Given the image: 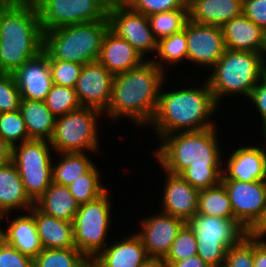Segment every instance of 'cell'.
<instances>
[{
	"label": "cell",
	"instance_id": "obj_8",
	"mask_svg": "<svg viewBox=\"0 0 266 267\" xmlns=\"http://www.w3.org/2000/svg\"><path fill=\"white\" fill-rule=\"evenodd\" d=\"M103 114L91 107H81L55 119L50 144L57 153H96L99 147L97 118ZM85 150V151H84Z\"/></svg>",
	"mask_w": 266,
	"mask_h": 267
},
{
	"label": "cell",
	"instance_id": "obj_53",
	"mask_svg": "<svg viewBox=\"0 0 266 267\" xmlns=\"http://www.w3.org/2000/svg\"><path fill=\"white\" fill-rule=\"evenodd\" d=\"M110 3H122L125 2L126 0H108Z\"/></svg>",
	"mask_w": 266,
	"mask_h": 267
},
{
	"label": "cell",
	"instance_id": "obj_11",
	"mask_svg": "<svg viewBox=\"0 0 266 267\" xmlns=\"http://www.w3.org/2000/svg\"><path fill=\"white\" fill-rule=\"evenodd\" d=\"M43 32L79 23L108 20V0H34Z\"/></svg>",
	"mask_w": 266,
	"mask_h": 267
},
{
	"label": "cell",
	"instance_id": "obj_36",
	"mask_svg": "<svg viewBox=\"0 0 266 267\" xmlns=\"http://www.w3.org/2000/svg\"><path fill=\"white\" fill-rule=\"evenodd\" d=\"M0 136L11 146L29 140L25 122L20 110L0 113Z\"/></svg>",
	"mask_w": 266,
	"mask_h": 267
},
{
	"label": "cell",
	"instance_id": "obj_41",
	"mask_svg": "<svg viewBox=\"0 0 266 267\" xmlns=\"http://www.w3.org/2000/svg\"><path fill=\"white\" fill-rule=\"evenodd\" d=\"M53 84L75 88L83 65L60 60H49Z\"/></svg>",
	"mask_w": 266,
	"mask_h": 267
},
{
	"label": "cell",
	"instance_id": "obj_13",
	"mask_svg": "<svg viewBox=\"0 0 266 267\" xmlns=\"http://www.w3.org/2000/svg\"><path fill=\"white\" fill-rule=\"evenodd\" d=\"M109 29L127 40L145 58L146 52L157 51L158 40L151 30L149 18L132 10L127 4L110 3L108 9Z\"/></svg>",
	"mask_w": 266,
	"mask_h": 267
},
{
	"label": "cell",
	"instance_id": "obj_21",
	"mask_svg": "<svg viewBox=\"0 0 266 267\" xmlns=\"http://www.w3.org/2000/svg\"><path fill=\"white\" fill-rule=\"evenodd\" d=\"M98 61L111 74L116 75L140 66L144 58L127 40L108 29Z\"/></svg>",
	"mask_w": 266,
	"mask_h": 267
},
{
	"label": "cell",
	"instance_id": "obj_6",
	"mask_svg": "<svg viewBox=\"0 0 266 267\" xmlns=\"http://www.w3.org/2000/svg\"><path fill=\"white\" fill-rule=\"evenodd\" d=\"M212 68L206 81L217 104L221 96L229 94L239 93L248 98L266 73L260 53L229 49Z\"/></svg>",
	"mask_w": 266,
	"mask_h": 267
},
{
	"label": "cell",
	"instance_id": "obj_17",
	"mask_svg": "<svg viewBox=\"0 0 266 267\" xmlns=\"http://www.w3.org/2000/svg\"><path fill=\"white\" fill-rule=\"evenodd\" d=\"M13 75L21 99L45 101L53 86L48 55L44 51L25 62Z\"/></svg>",
	"mask_w": 266,
	"mask_h": 267
},
{
	"label": "cell",
	"instance_id": "obj_32",
	"mask_svg": "<svg viewBox=\"0 0 266 267\" xmlns=\"http://www.w3.org/2000/svg\"><path fill=\"white\" fill-rule=\"evenodd\" d=\"M100 176L97 166L94 165L86 174L68 185L70 193L79 205L92 202L107 191L100 183Z\"/></svg>",
	"mask_w": 266,
	"mask_h": 267
},
{
	"label": "cell",
	"instance_id": "obj_20",
	"mask_svg": "<svg viewBox=\"0 0 266 267\" xmlns=\"http://www.w3.org/2000/svg\"><path fill=\"white\" fill-rule=\"evenodd\" d=\"M149 259L142 240L135 233L127 239L107 245L91 260V265L93 267H140Z\"/></svg>",
	"mask_w": 266,
	"mask_h": 267
},
{
	"label": "cell",
	"instance_id": "obj_38",
	"mask_svg": "<svg viewBox=\"0 0 266 267\" xmlns=\"http://www.w3.org/2000/svg\"><path fill=\"white\" fill-rule=\"evenodd\" d=\"M254 233H249L237 245L227 250L225 267H253Z\"/></svg>",
	"mask_w": 266,
	"mask_h": 267
},
{
	"label": "cell",
	"instance_id": "obj_25",
	"mask_svg": "<svg viewBox=\"0 0 266 267\" xmlns=\"http://www.w3.org/2000/svg\"><path fill=\"white\" fill-rule=\"evenodd\" d=\"M35 203L29 198L19 176L17 167L10 161L0 167V216L1 219L12 209L30 210Z\"/></svg>",
	"mask_w": 266,
	"mask_h": 267
},
{
	"label": "cell",
	"instance_id": "obj_23",
	"mask_svg": "<svg viewBox=\"0 0 266 267\" xmlns=\"http://www.w3.org/2000/svg\"><path fill=\"white\" fill-rule=\"evenodd\" d=\"M226 49L260 53L264 30L244 14L232 18L222 27Z\"/></svg>",
	"mask_w": 266,
	"mask_h": 267
},
{
	"label": "cell",
	"instance_id": "obj_9",
	"mask_svg": "<svg viewBox=\"0 0 266 267\" xmlns=\"http://www.w3.org/2000/svg\"><path fill=\"white\" fill-rule=\"evenodd\" d=\"M50 147L48 140L36 139L12 147L11 162L17 167L26 193L34 203L53 182Z\"/></svg>",
	"mask_w": 266,
	"mask_h": 267
},
{
	"label": "cell",
	"instance_id": "obj_37",
	"mask_svg": "<svg viewBox=\"0 0 266 267\" xmlns=\"http://www.w3.org/2000/svg\"><path fill=\"white\" fill-rule=\"evenodd\" d=\"M197 255V241L195 234L187 224L179 231L171 245L169 253L163 259L168 267L174 262Z\"/></svg>",
	"mask_w": 266,
	"mask_h": 267
},
{
	"label": "cell",
	"instance_id": "obj_19",
	"mask_svg": "<svg viewBox=\"0 0 266 267\" xmlns=\"http://www.w3.org/2000/svg\"><path fill=\"white\" fill-rule=\"evenodd\" d=\"M222 179L239 181L266 180V149L257 146L240 147L228 159Z\"/></svg>",
	"mask_w": 266,
	"mask_h": 267
},
{
	"label": "cell",
	"instance_id": "obj_50",
	"mask_svg": "<svg viewBox=\"0 0 266 267\" xmlns=\"http://www.w3.org/2000/svg\"><path fill=\"white\" fill-rule=\"evenodd\" d=\"M260 54H261L262 62H263V65L266 71V60L264 58L266 55V30H264L263 46H262Z\"/></svg>",
	"mask_w": 266,
	"mask_h": 267
},
{
	"label": "cell",
	"instance_id": "obj_18",
	"mask_svg": "<svg viewBox=\"0 0 266 267\" xmlns=\"http://www.w3.org/2000/svg\"><path fill=\"white\" fill-rule=\"evenodd\" d=\"M166 172L162 197L163 212L187 222L198 211L199 190L180 174Z\"/></svg>",
	"mask_w": 266,
	"mask_h": 267
},
{
	"label": "cell",
	"instance_id": "obj_10",
	"mask_svg": "<svg viewBox=\"0 0 266 267\" xmlns=\"http://www.w3.org/2000/svg\"><path fill=\"white\" fill-rule=\"evenodd\" d=\"M108 190L98 199L79 205L73 219L75 247L90 261L108 244L106 237L110 226V199Z\"/></svg>",
	"mask_w": 266,
	"mask_h": 267
},
{
	"label": "cell",
	"instance_id": "obj_44",
	"mask_svg": "<svg viewBox=\"0 0 266 267\" xmlns=\"http://www.w3.org/2000/svg\"><path fill=\"white\" fill-rule=\"evenodd\" d=\"M261 82V83H260ZM249 99L253 101L259 111L263 122V134L266 135V73L250 93Z\"/></svg>",
	"mask_w": 266,
	"mask_h": 267
},
{
	"label": "cell",
	"instance_id": "obj_7",
	"mask_svg": "<svg viewBox=\"0 0 266 267\" xmlns=\"http://www.w3.org/2000/svg\"><path fill=\"white\" fill-rule=\"evenodd\" d=\"M186 224L195 234L197 255L211 267L224 266L227 250L250 233L236 219L199 213Z\"/></svg>",
	"mask_w": 266,
	"mask_h": 267
},
{
	"label": "cell",
	"instance_id": "obj_42",
	"mask_svg": "<svg viewBox=\"0 0 266 267\" xmlns=\"http://www.w3.org/2000/svg\"><path fill=\"white\" fill-rule=\"evenodd\" d=\"M0 267H33V259L0 238Z\"/></svg>",
	"mask_w": 266,
	"mask_h": 267
},
{
	"label": "cell",
	"instance_id": "obj_1",
	"mask_svg": "<svg viewBox=\"0 0 266 267\" xmlns=\"http://www.w3.org/2000/svg\"><path fill=\"white\" fill-rule=\"evenodd\" d=\"M215 128L162 136L155 157L163 170L180 174L198 190L220 184L223 164Z\"/></svg>",
	"mask_w": 266,
	"mask_h": 267
},
{
	"label": "cell",
	"instance_id": "obj_28",
	"mask_svg": "<svg viewBox=\"0 0 266 267\" xmlns=\"http://www.w3.org/2000/svg\"><path fill=\"white\" fill-rule=\"evenodd\" d=\"M35 206L47 215L68 222H73L79 208V204L70 193L68 186L59 185L54 182L35 202Z\"/></svg>",
	"mask_w": 266,
	"mask_h": 267
},
{
	"label": "cell",
	"instance_id": "obj_16",
	"mask_svg": "<svg viewBox=\"0 0 266 267\" xmlns=\"http://www.w3.org/2000/svg\"><path fill=\"white\" fill-rule=\"evenodd\" d=\"M185 224L183 219L160 212L159 215L141 219L142 231L136 234L142 240L150 258L164 259Z\"/></svg>",
	"mask_w": 266,
	"mask_h": 267
},
{
	"label": "cell",
	"instance_id": "obj_51",
	"mask_svg": "<svg viewBox=\"0 0 266 267\" xmlns=\"http://www.w3.org/2000/svg\"><path fill=\"white\" fill-rule=\"evenodd\" d=\"M255 231H266V218L263 223Z\"/></svg>",
	"mask_w": 266,
	"mask_h": 267
},
{
	"label": "cell",
	"instance_id": "obj_35",
	"mask_svg": "<svg viewBox=\"0 0 266 267\" xmlns=\"http://www.w3.org/2000/svg\"><path fill=\"white\" fill-rule=\"evenodd\" d=\"M44 102L56 118L82 107L74 88L56 84H53Z\"/></svg>",
	"mask_w": 266,
	"mask_h": 267
},
{
	"label": "cell",
	"instance_id": "obj_47",
	"mask_svg": "<svg viewBox=\"0 0 266 267\" xmlns=\"http://www.w3.org/2000/svg\"><path fill=\"white\" fill-rule=\"evenodd\" d=\"M12 147L0 136V167L11 161Z\"/></svg>",
	"mask_w": 266,
	"mask_h": 267
},
{
	"label": "cell",
	"instance_id": "obj_40",
	"mask_svg": "<svg viewBox=\"0 0 266 267\" xmlns=\"http://www.w3.org/2000/svg\"><path fill=\"white\" fill-rule=\"evenodd\" d=\"M21 94L12 73L0 74V113L16 111L20 107Z\"/></svg>",
	"mask_w": 266,
	"mask_h": 267
},
{
	"label": "cell",
	"instance_id": "obj_31",
	"mask_svg": "<svg viewBox=\"0 0 266 267\" xmlns=\"http://www.w3.org/2000/svg\"><path fill=\"white\" fill-rule=\"evenodd\" d=\"M91 261L77 248L43 249L34 259L33 267H89Z\"/></svg>",
	"mask_w": 266,
	"mask_h": 267
},
{
	"label": "cell",
	"instance_id": "obj_30",
	"mask_svg": "<svg viewBox=\"0 0 266 267\" xmlns=\"http://www.w3.org/2000/svg\"><path fill=\"white\" fill-rule=\"evenodd\" d=\"M197 213L235 219L228 192L222 183L212 188L199 190Z\"/></svg>",
	"mask_w": 266,
	"mask_h": 267
},
{
	"label": "cell",
	"instance_id": "obj_49",
	"mask_svg": "<svg viewBox=\"0 0 266 267\" xmlns=\"http://www.w3.org/2000/svg\"><path fill=\"white\" fill-rule=\"evenodd\" d=\"M140 267H168L163 259H153L150 258L146 263Z\"/></svg>",
	"mask_w": 266,
	"mask_h": 267
},
{
	"label": "cell",
	"instance_id": "obj_14",
	"mask_svg": "<svg viewBox=\"0 0 266 267\" xmlns=\"http://www.w3.org/2000/svg\"><path fill=\"white\" fill-rule=\"evenodd\" d=\"M113 78L114 75L99 61L83 65L74 88L81 106L104 113L112 98Z\"/></svg>",
	"mask_w": 266,
	"mask_h": 267
},
{
	"label": "cell",
	"instance_id": "obj_22",
	"mask_svg": "<svg viewBox=\"0 0 266 267\" xmlns=\"http://www.w3.org/2000/svg\"><path fill=\"white\" fill-rule=\"evenodd\" d=\"M189 20L222 27L243 14V0H188Z\"/></svg>",
	"mask_w": 266,
	"mask_h": 267
},
{
	"label": "cell",
	"instance_id": "obj_26",
	"mask_svg": "<svg viewBox=\"0 0 266 267\" xmlns=\"http://www.w3.org/2000/svg\"><path fill=\"white\" fill-rule=\"evenodd\" d=\"M0 238L32 259L43 250L31 213L13 219L6 231L1 228Z\"/></svg>",
	"mask_w": 266,
	"mask_h": 267
},
{
	"label": "cell",
	"instance_id": "obj_3",
	"mask_svg": "<svg viewBox=\"0 0 266 267\" xmlns=\"http://www.w3.org/2000/svg\"><path fill=\"white\" fill-rule=\"evenodd\" d=\"M203 85L201 88L179 89L173 92L160 91L157 108L150 122L160 138L176 132L216 127L210 117L215 114L218 104L207 81Z\"/></svg>",
	"mask_w": 266,
	"mask_h": 267
},
{
	"label": "cell",
	"instance_id": "obj_45",
	"mask_svg": "<svg viewBox=\"0 0 266 267\" xmlns=\"http://www.w3.org/2000/svg\"><path fill=\"white\" fill-rule=\"evenodd\" d=\"M254 234V263L253 267H266V242Z\"/></svg>",
	"mask_w": 266,
	"mask_h": 267
},
{
	"label": "cell",
	"instance_id": "obj_4",
	"mask_svg": "<svg viewBox=\"0 0 266 267\" xmlns=\"http://www.w3.org/2000/svg\"><path fill=\"white\" fill-rule=\"evenodd\" d=\"M44 32L34 1L0 8V71L14 73L43 51Z\"/></svg>",
	"mask_w": 266,
	"mask_h": 267
},
{
	"label": "cell",
	"instance_id": "obj_33",
	"mask_svg": "<svg viewBox=\"0 0 266 267\" xmlns=\"http://www.w3.org/2000/svg\"><path fill=\"white\" fill-rule=\"evenodd\" d=\"M156 56L160 58L157 61L155 58L152 62L155 63L162 71L165 66L162 65V60L165 63H178L183 59H187V38H186V24L182 31L172 34L169 37L162 38L158 41V48ZM162 59V60H161ZM156 60V61H155Z\"/></svg>",
	"mask_w": 266,
	"mask_h": 267
},
{
	"label": "cell",
	"instance_id": "obj_2",
	"mask_svg": "<svg viewBox=\"0 0 266 267\" xmlns=\"http://www.w3.org/2000/svg\"><path fill=\"white\" fill-rule=\"evenodd\" d=\"M165 74L152 60H146L134 69L114 75L112 98L105 113L113 120L129 117L138 126L150 123Z\"/></svg>",
	"mask_w": 266,
	"mask_h": 267
},
{
	"label": "cell",
	"instance_id": "obj_27",
	"mask_svg": "<svg viewBox=\"0 0 266 267\" xmlns=\"http://www.w3.org/2000/svg\"><path fill=\"white\" fill-rule=\"evenodd\" d=\"M20 113L25 122L29 140H48L52 138L56 117L44 101L21 99Z\"/></svg>",
	"mask_w": 266,
	"mask_h": 267
},
{
	"label": "cell",
	"instance_id": "obj_29",
	"mask_svg": "<svg viewBox=\"0 0 266 267\" xmlns=\"http://www.w3.org/2000/svg\"><path fill=\"white\" fill-rule=\"evenodd\" d=\"M59 162L52 169L53 182L68 186L80 176L86 174L95 164L85 153H58Z\"/></svg>",
	"mask_w": 266,
	"mask_h": 267
},
{
	"label": "cell",
	"instance_id": "obj_39",
	"mask_svg": "<svg viewBox=\"0 0 266 267\" xmlns=\"http://www.w3.org/2000/svg\"><path fill=\"white\" fill-rule=\"evenodd\" d=\"M188 0H126L132 10L150 16L155 13L169 12L179 9H188Z\"/></svg>",
	"mask_w": 266,
	"mask_h": 267
},
{
	"label": "cell",
	"instance_id": "obj_5",
	"mask_svg": "<svg viewBox=\"0 0 266 267\" xmlns=\"http://www.w3.org/2000/svg\"><path fill=\"white\" fill-rule=\"evenodd\" d=\"M108 29V20H98L44 31L43 51L48 60L81 65L98 61Z\"/></svg>",
	"mask_w": 266,
	"mask_h": 267
},
{
	"label": "cell",
	"instance_id": "obj_46",
	"mask_svg": "<svg viewBox=\"0 0 266 267\" xmlns=\"http://www.w3.org/2000/svg\"><path fill=\"white\" fill-rule=\"evenodd\" d=\"M170 267H211L200 256L195 255L187 259L174 262Z\"/></svg>",
	"mask_w": 266,
	"mask_h": 267
},
{
	"label": "cell",
	"instance_id": "obj_52",
	"mask_svg": "<svg viewBox=\"0 0 266 267\" xmlns=\"http://www.w3.org/2000/svg\"><path fill=\"white\" fill-rule=\"evenodd\" d=\"M253 233L256 234V235H259L261 237H264L266 235V231H254Z\"/></svg>",
	"mask_w": 266,
	"mask_h": 267
},
{
	"label": "cell",
	"instance_id": "obj_48",
	"mask_svg": "<svg viewBox=\"0 0 266 267\" xmlns=\"http://www.w3.org/2000/svg\"><path fill=\"white\" fill-rule=\"evenodd\" d=\"M32 0H0V8H15V7H21Z\"/></svg>",
	"mask_w": 266,
	"mask_h": 267
},
{
	"label": "cell",
	"instance_id": "obj_12",
	"mask_svg": "<svg viewBox=\"0 0 266 267\" xmlns=\"http://www.w3.org/2000/svg\"><path fill=\"white\" fill-rule=\"evenodd\" d=\"M234 218L250 233H253L266 218V180L251 182L222 179Z\"/></svg>",
	"mask_w": 266,
	"mask_h": 267
},
{
	"label": "cell",
	"instance_id": "obj_24",
	"mask_svg": "<svg viewBox=\"0 0 266 267\" xmlns=\"http://www.w3.org/2000/svg\"><path fill=\"white\" fill-rule=\"evenodd\" d=\"M30 212L36 222V230L43 249L76 248L72 222L47 215L35 205L29 210Z\"/></svg>",
	"mask_w": 266,
	"mask_h": 267
},
{
	"label": "cell",
	"instance_id": "obj_34",
	"mask_svg": "<svg viewBox=\"0 0 266 267\" xmlns=\"http://www.w3.org/2000/svg\"><path fill=\"white\" fill-rule=\"evenodd\" d=\"M151 30L159 41L172 34L182 31L189 20L188 9L155 13L148 16Z\"/></svg>",
	"mask_w": 266,
	"mask_h": 267
},
{
	"label": "cell",
	"instance_id": "obj_43",
	"mask_svg": "<svg viewBox=\"0 0 266 267\" xmlns=\"http://www.w3.org/2000/svg\"><path fill=\"white\" fill-rule=\"evenodd\" d=\"M243 14L266 30V0H243Z\"/></svg>",
	"mask_w": 266,
	"mask_h": 267
},
{
	"label": "cell",
	"instance_id": "obj_15",
	"mask_svg": "<svg viewBox=\"0 0 266 267\" xmlns=\"http://www.w3.org/2000/svg\"><path fill=\"white\" fill-rule=\"evenodd\" d=\"M187 60L213 67L226 51L221 27L186 22Z\"/></svg>",
	"mask_w": 266,
	"mask_h": 267
}]
</instances>
